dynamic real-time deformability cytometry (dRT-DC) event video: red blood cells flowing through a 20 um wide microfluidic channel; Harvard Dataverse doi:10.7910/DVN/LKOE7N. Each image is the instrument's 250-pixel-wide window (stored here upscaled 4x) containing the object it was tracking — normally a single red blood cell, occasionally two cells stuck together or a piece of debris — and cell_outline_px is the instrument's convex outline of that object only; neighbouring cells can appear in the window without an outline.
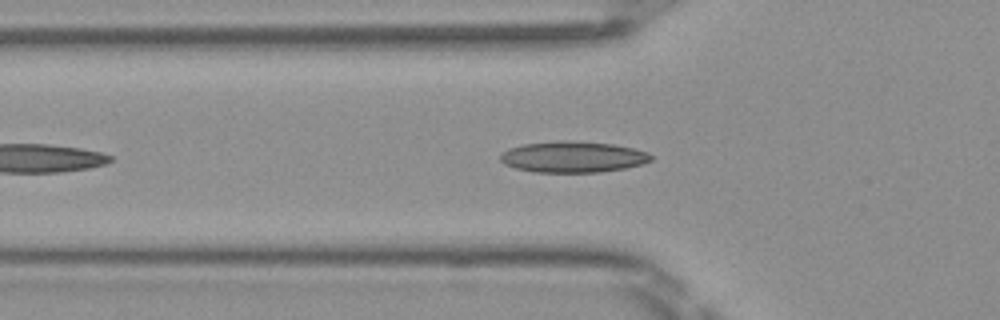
{"species": "Egyptian fruit bat (a non-hibernating species)", "species_latin": "Rousettus aegyptiacus", "temperature_condition": "room temperature", "stored_images_in_passage": 37, "camera_frame_rate_fps": 3000, "um_per_image_px": 0.085, "frame": {"image": 1, "passage_image": 7, "time_ms": 2.0, "image_size_px": [1000, 320], "cell_outline_px": [[652, 160], [644, 164], [624, 168], [600, 172], [532, 172], [516, 168], [504, 164], [500, 160], [500, 156], [508, 148], [524, 144], [560, 140], [564, 140], [612, 144], [632, 148], [648, 152], [652, 156]], "centroid_in_image_um": [48.7, 13.34], "position_along_channel_um": 77.1, "area_um2": 27.28}}
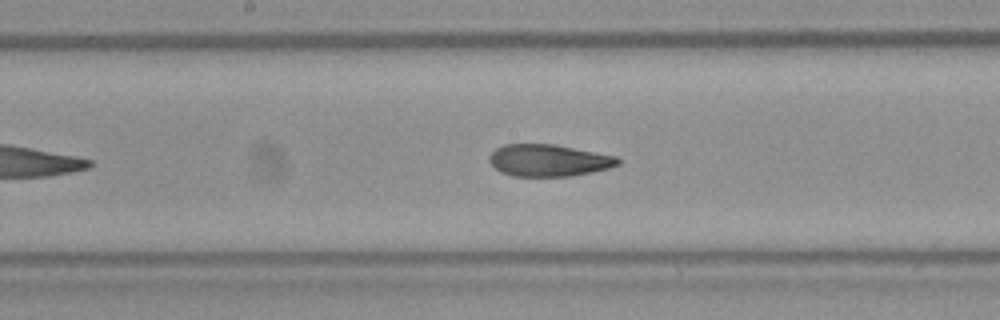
{"frame": {"image": 2, "passage_image": 16, "time_ms": 5.0, "image_size_px": [1000, 320], "cell_outline_px": [[620, 164], [608, 168], [592, 172], [568, 176], [512, 176], [500, 172], [488, 160], [488, 156], [496, 148], [504, 144], [552, 144], [616, 156], [620, 160]], "centroid_in_image_um": [46.6, 13.63], "position_along_channel_um": 201.6, "area_um2": 23.81}}
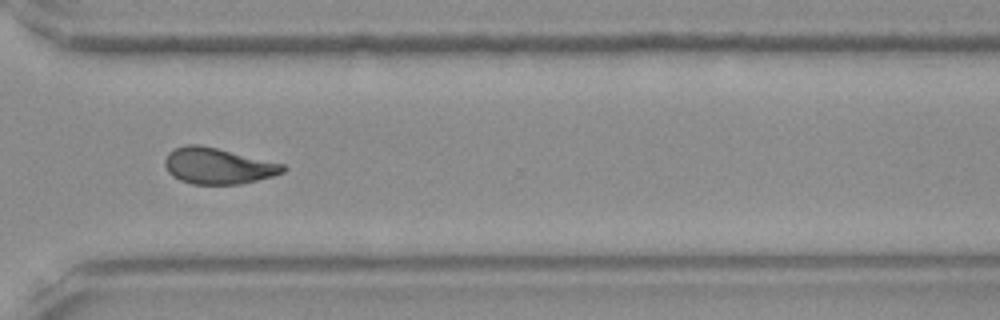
{"frame": {"image": 3, "passage_image": 27, "time_ms": 8.667, "image_size_px": [1000, 320], "cell_outline_px": [[288, 168], [284, 172], [272, 176], [240, 184], [192, 184], [180, 180], [172, 176], [168, 172], [164, 164], [164, 160], [168, 152], [176, 148], [188, 144], [200, 144], [284, 164]], "centroid_in_image_um": [18.5, 14.1], "position_along_channel_um": 352.1, "area_um2": 24.8}}